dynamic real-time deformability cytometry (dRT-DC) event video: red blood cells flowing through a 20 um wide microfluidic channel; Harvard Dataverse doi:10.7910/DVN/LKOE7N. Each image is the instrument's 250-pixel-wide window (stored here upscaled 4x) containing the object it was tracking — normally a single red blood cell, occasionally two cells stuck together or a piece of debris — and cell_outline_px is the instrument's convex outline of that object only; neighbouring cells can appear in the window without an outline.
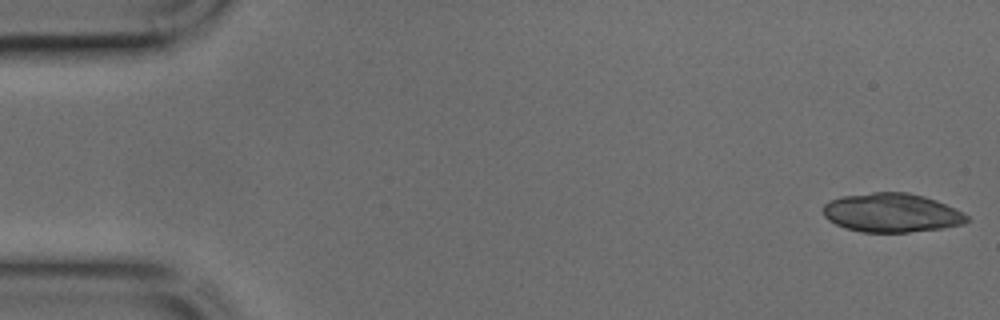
{"species": "common noctule bat (a hibernating species)", "species_latin": "Nyctalus noctula", "temperature_condition": "cold", "stored_images_in_passage": 43, "camera_frame_rate_fps": 3000, "um_per_image_px": 0.085, "animal": {"sex": "male", "body_mass_g": 17.9, "forearm_length_mm": 54.2}, "frame": {"image": 1, "passage_image": 1, "time_ms": 0.0, "image_size_px": [1000, 320], "cell_outline_px": [[968, 220], [964, 224], [940, 228], [908, 232], [860, 232], [844, 228], [828, 220], [824, 216], [824, 204], [840, 196], [872, 192], [908, 192], [924, 196], [936, 200], [956, 208], [968, 216]], "centroid_in_image_um": [75.78, 18.08], "position_along_channel_um": 9.2, "area_um2": 32.66}}